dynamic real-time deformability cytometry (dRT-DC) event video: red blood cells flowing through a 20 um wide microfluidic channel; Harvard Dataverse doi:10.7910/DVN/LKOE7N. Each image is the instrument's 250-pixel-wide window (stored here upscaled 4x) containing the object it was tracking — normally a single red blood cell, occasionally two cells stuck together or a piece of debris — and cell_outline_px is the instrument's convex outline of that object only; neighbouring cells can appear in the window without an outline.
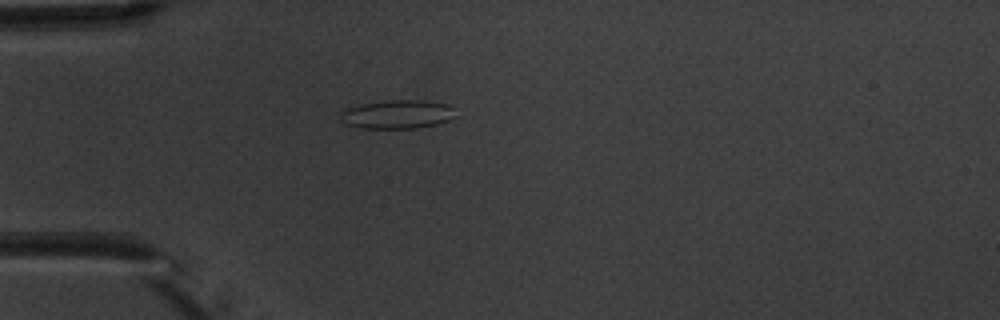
{"species": "common noctule bat (a hibernating species)", "species_latin": "Nyctalus noctula", "temperature_condition": "warm", "stored_images_in_passage": 4, "camera_frame_rate_fps": 3000, "um_per_image_px": 0.085, "animal": {"sex": "male", "body_mass_g": 20.1, "forearm_length_mm": 53.5}, "frame": {"image": 1, "passage_image": 4, "time_ms": 4.333, "image_size_px": [1000, 320], "cell_outline_px": [[456, 116], [448, 120], [436, 124], [416, 128], [360, 128], [348, 124], [340, 120], [340, 112], [348, 108], [364, 104], [388, 100], [424, 100], [448, 104], [452, 108]], "centroid_in_image_um": [33.79, 9.72], "position_along_channel_um": 51.2, "area_um2": 19.07}}